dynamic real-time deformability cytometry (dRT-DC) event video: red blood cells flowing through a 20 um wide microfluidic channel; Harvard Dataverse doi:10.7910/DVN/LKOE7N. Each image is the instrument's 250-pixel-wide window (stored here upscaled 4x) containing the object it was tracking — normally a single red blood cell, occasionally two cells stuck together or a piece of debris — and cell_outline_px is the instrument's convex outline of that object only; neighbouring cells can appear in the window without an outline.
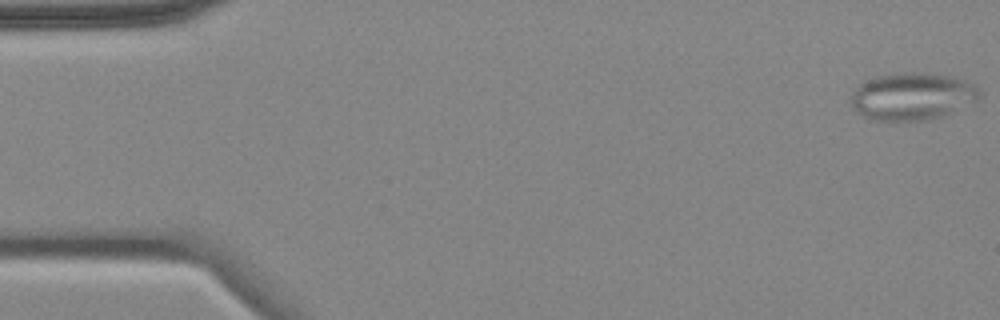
{"species": "common noctule bat (a hibernating species)", "species_latin": "Nyctalus noctula", "temperature_condition": "cold", "stored_images_in_passage": 5, "camera_frame_rate_fps": 3000, "um_per_image_px": 0.085, "animal": {"sex": "female", "body_mass_g": 18.4}, "frame": {"image": 1, "passage_image": 1, "time_ms": 0.0, "image_size_px": [1000, 320], "cell_outline_px": [[980, 96], [976, 100], [944, 116], [928, 120], [896, 124], [872, 120], [856, 112], [852, 108], [848, 96], [860, 84], [876, 76], [912, 72], [952, 76], [976, 84], [980, 92]], "centroid_in_image_um": [77.49, 8.25], "position_along_channel_um": 7.5, "area_um2": 36.24}}